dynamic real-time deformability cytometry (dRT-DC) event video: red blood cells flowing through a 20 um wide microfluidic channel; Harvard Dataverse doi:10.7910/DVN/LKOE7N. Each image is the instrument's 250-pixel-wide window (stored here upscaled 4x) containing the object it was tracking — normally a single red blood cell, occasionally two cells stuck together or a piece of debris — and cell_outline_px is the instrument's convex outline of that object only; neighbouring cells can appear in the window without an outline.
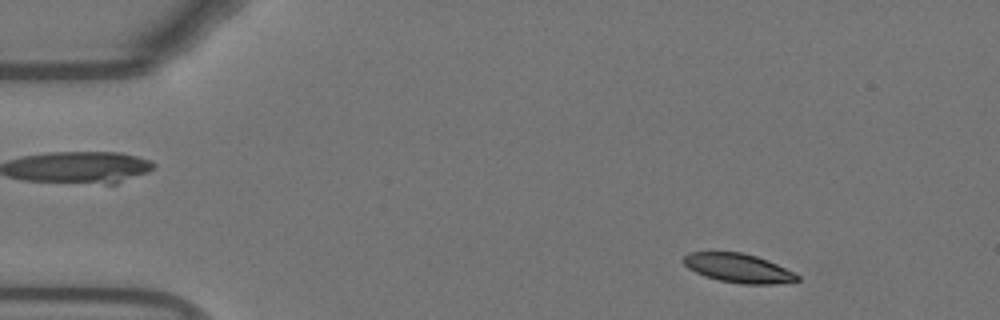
{"species": "Egyptian fruit bat (a non-hibernating species)", "species_latin": "Rousettus aegyptiacus", "temperature_condition": "warm", "stored_images_in_passage": 11, "camera_frame_rate_fps": 3000, "um_per_image_px": 0.085, "animal": {"sex": "female"}, "frame": {"image": 1, "passage_image": 5, "time_ms": 1.333, "image_size_px": [1000, 320], "cell_outline_px": [[800, 280], [776, 284], [740, 284], [720, 280], [704, 276], [688, 268], [684, 264], [684, 256], [688, 252], [740, 252], [756, 256], [768, 260], [796, 272], [800, 276]], "centroid_in_image_um": [62.8, 22.79], "position_along_channel_um": 22.2, "area_um2": 19.31}}